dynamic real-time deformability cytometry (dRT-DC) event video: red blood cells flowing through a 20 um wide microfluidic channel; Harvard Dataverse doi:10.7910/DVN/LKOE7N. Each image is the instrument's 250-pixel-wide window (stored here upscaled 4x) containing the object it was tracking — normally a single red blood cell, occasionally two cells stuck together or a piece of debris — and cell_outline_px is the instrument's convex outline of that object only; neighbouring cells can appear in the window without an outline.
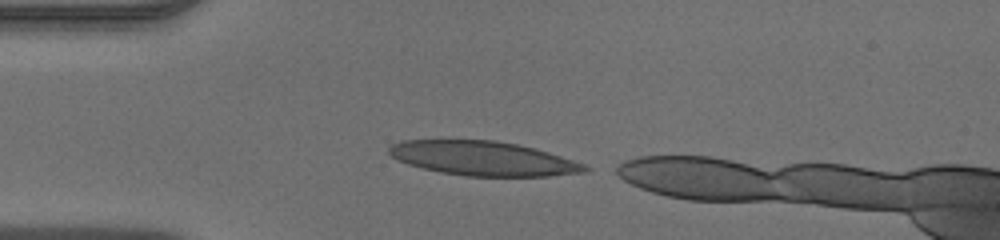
{"species": "human", "species_latin": "Homo sapiens", "temperature_condition": "warm", "stored_images_in_passage": 30, "camera_frame_rate_fps": 3000, "um_per_image_px": 0.085, "donor": {"sex": "male"}, "frame": {"image": 1, "passage_image": 1, "time_ms": 0.0, "image_size_px": [1000, 240], "cell_outline_px": [[592, 168], [588, 172], [548, 176], [468, 176], [440, 172], [408, 164], [392, 156], [388, 152], [388, 148], [392, 144], [404, 140], [496, 140], [516, 144], [548, 152], [584, 164]], "centroid_in_image_um": [41.08, 13.47], "position_along_channel_um": 43.9, "area_um2": 38.9}}
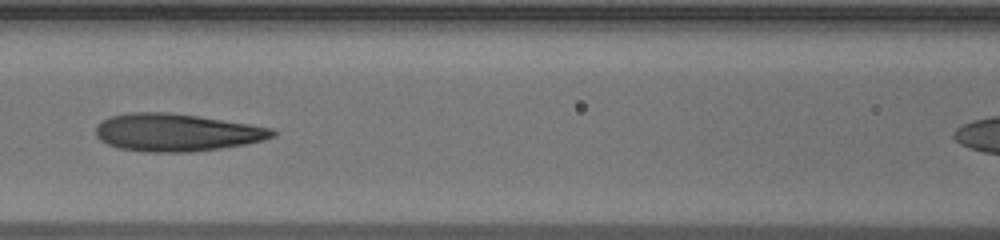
{"frame": {"image": 2, "passage_image": 10, "time_ms": 3.0, "image_size_px": [1000, 240], "cell_outline_px": [[276, 136], [264, 140], [244, 144], [220, 148], [192, 152], [144, 152], [120, 148], [108, 144], [100, 140], [96, 136], [96, 124], [112, 116], [128, 112], [168, 112], [196, 116], [248, 124], [272, 128], [276, 132]], "centroid_in_image_um": [14.98, 11.26], "position_along_channel_um": 151.6, "area_um2": 38.55}}
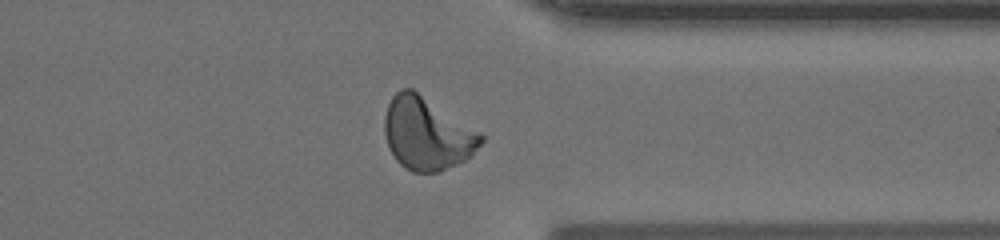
{"frame": {"image": 3, "passage_image": 26, "time_ms": 8.333, "image_size_px": [1000, 240], "cell_outline_px": [[484, 140], [464, 160], [440, 172], [412, 172], [404, 168], [396, 160], [388, 144], [384, 132], [384, 116], [388, 104], [392, 96], [400, 88], [412, 88], [480, 132], [484, 136]], "centroid_in_image_um": [36.26, 11.35], "position_along_channel_um": 375.1, "area_um2": 40.4}}